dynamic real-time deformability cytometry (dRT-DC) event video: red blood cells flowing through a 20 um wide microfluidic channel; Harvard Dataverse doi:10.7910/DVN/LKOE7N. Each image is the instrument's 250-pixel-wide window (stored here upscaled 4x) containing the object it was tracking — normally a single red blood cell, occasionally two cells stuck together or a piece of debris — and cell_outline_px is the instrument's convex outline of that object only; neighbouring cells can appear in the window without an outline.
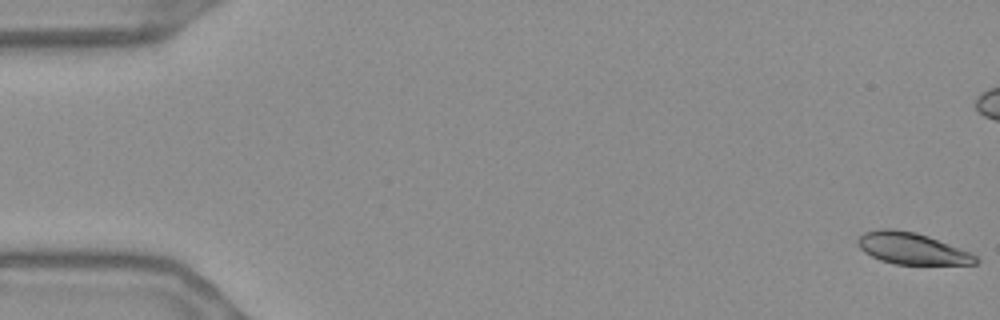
{"species": "Egyptian fruit bat (a non-hibernating species)", "species_latin": "Rousettus aegyptiacus", "temperature_condition": "warm", "stored_images_in_passage": 16, "camera_frame_rate_fps": 3000, "um_per_image_px": 0.085, "frame": {"image": 1, "passage_image": 1, "time_ms": 0.0, "image_size_px": [1000, 320], "cell_outline_px": [[980, 260], [976, 264], [896, 264], [880, 260], [864, 252], [856, 244], [856, 240], [864, 232], [880, 228], [892, 228], [916, 232], [928, 236], [972, 252]], "centroid_in_image_um": [77.51, 21.11], "position_along_channel_um": 7.5, "area_um2": 21.85}}